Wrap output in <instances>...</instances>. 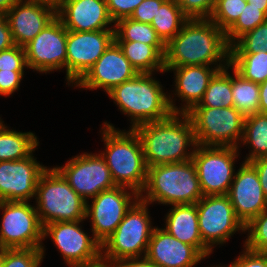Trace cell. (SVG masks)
I'll list each match as a JSON object with an SVG mask.
<instances>
[{
    "label": "cell",
    "instance_id": "6da1fadb",
    "mask_svg": "<svg viewBox=\"0 0 267 267\" xmlns=\"http://www.w3.org/2000/svg\"><path fill=\"white\" fill-rule=\"evenodd\" d=\"M229 58L230 46L216 24L210 19H188L165 45L164 67H227Z\"/></svg>",
    "mask_w": 267,
    "mask_h": 267
},
{
    "label": "cell",
    "instance_id": "7a4b0ae2",
    "mask_svg": "<svg viewBox=\"0 0 267 267\" xmlns=\"http://www.w3.org/2000/svg\"><path fill=\"white\" fill-rule=\"evenodd\" d=\"M134 130L142 142L147 167L188 161L197 146L191 119L184 113H172L167 119L143 123Z\"/></svg>",
    "mask_w": 267,
    "mask_h": 267
},
{
    "label": "cell",
    "instance_id": "3957f363",
    "mask_svg": "<svg viewBox=\"0 0 267 267\" xmlns=\"http://www.w3.org/2000/svg\"><path fill=\"white\" fill-rule=\"evenodd\" d=\"M107 95L120 112L130 117L131 129L143 123L167 119L172 113H178L175 99L173 101V96L163 91L162 84L153 78V73H139L114 87Z\"/></svg>",
    "mask_w": 267,
    "mask_h": 267
},
{
    "label": "cell",
    "instance_id": "277c9868",
    "mask_svg": "<svg viewBox=\"0 0 267 267\" xmlns=\"http://www.w3.org/2000/svg\"><path fill=\"white\" fill-rule=\"evenodd\" d=\"M102 125L105 152L100 154L106 161L115 185L130 188L140 195L146 185L148 172L140 137L134 129L120 130L107 121Z\"/></svg>",
    "mask_w": 267,
    "mask_h": 267
},
{
    "label": "cell",
    "instance_id": "5b68a950",
    "mask_svg": "<svg viewBox=\"0 0 267 267\" xmlns=\"http://www.w3.org/2000/svg\"><path fill=\"white\" fill-rule=\"evenodd\" d=\"M139 196L149 204L181 205L196 204L204 195L190 159L148 167L146 185Z\"/></svg>",
    "mask_w": 267,
    "mask_h": 267
},
{
    "label": "cell",
    "instance_id": "8992f818",
    "mask_svg": "<svg viewBox=\"0 0 267 267\" xmlns=\"http://www.w3.org/2000/svg\"><path fill=\"white\" fill-rule=\"evenodd\" d=\"M148 206L139 198L127 211L117 229L102 243V264L113 266L120 260L146 255L154 229Z\"/></svg>",
    "mask_w": 267,
    "mask_h": 267
},
{
    "label": "cell",
    "instance_id": "52a82bcc",
    "mask_svg": "<svg viewBox=\"0 0 267 267\" xmlns=\"http://www.w3.org/2000/svg\"><path fill=\"white\" fill-rule=\"evenodd\" d=\"M35 200L42 226L86 219V201L70 187L55 167L46 168L40 175Z\"/></svg>",
    "mask_w": 267,
    "mask_h": 267
},
{
    "label": "cell",
    "instance_id": "ba28073f",
    "mask_svg": "<svg viewBox=\"0 0 267 267\" xmlns=\"http://www.w3.org/2000/svg\"><path fill=\"white\" fill-rule=\"evenodd\" d=\"M186 114L191 119L197 145L240 147L245 116L235 107H193Z\"/></svg>",
    "mask_w": 267,
    "mask_h": 267
},
{
    "label": "cell",
    "instance_id": "9c48e42d",
    "mask_svg": "<svg viewBox=\"0 0 267 267\" xmlns=\"http://www.w3.org/2000/svg\"><path fill=\"white\" fill-rule=\"evenodd\" d=\"M84 220L53 222L43 226V239L51 237L64 262L70 267H98L102 264V244L84 230Z\"/></svg>",
    "mask_w": 267,
    "mask_h": 267
},
{
    "label": "cell",
    "instance_id": "30bf717a",
    "mask_svg": "<svg viewBox=\"0 0 267 267\" xmlns=\"http://www.w3.org/2000/svg\"><path fill=\"white\" fill-rule=\"evenodd\" d=\"M23 201H0V247L42 248L43 226L35 206Z\"/></svg>",
    "mask_w": 267,
    "mask_h": 267
},
{
    "label": "cell",
    "instance_id": "8fae6325",
    "mask_svg": "<svg viewBox=\"0 0 267 267\" xmlns=\"http://www.w3.org/2000/svg\"><path fill=\"white\" fill-rule=\"evenodd\" d=\"M237 147L197 145L192 156L204 196L227 195L235 175Z\"/></svg>",
    "mask_w": 267,
    "mask_h": 267
},
{
    "label": "cell",
    "instance_id": "7c38bea8",
    "mask_svg": "<svg viewBox=\"0 0 267 267\" xmlns=\"http://www.w3.org/2000/svg\"><path fill=\"white\" fill-rule=\"evenodd\" d=\"M198 225L203 243L213 251L245 226L237 218L227 195L203 196L197 203Z\"/></svg>",
    "mask_w": 267,
    "mask_h": 267
},
{
    "label": "cell",
    "instance_id": "4fadbf2b",
    "mask_svg": "<svg viewBox=\"0 0 267 267\" xmlns=\"http://www.w3.org/2000/svg\"><path fill=\"white\" fill-rule=\"evenodd\" d=\"M131 190V191H128ZM140 198L134 190L116 186L102 191L86 202V219L91 220L92 235L102 244L121 223L127 211Z\"/></svg>",
    "mask_w": 267,
    "mask_h": 267
},
{
    "label": "cell",
    "instance_id": "5bb4252c",
    "mask_svg": "<svg viewBox=\"0 0 267 267\" xmlns=\"http://www.w3.org/2000/svg\"><path fill=\"white\" fill-rule=\"evenodd\" d=\"M55 168L86 202L100 192L116 187L106 161L100 153L85 152L72 157L65 165Z\"/></svg>",
    "mask_w": 267,
    "mask_h": 267
},
{
    "label": "cell",
    "instance_id": "9a60e30c",
    "mask_svg": "<svg viewBox=\"0 0 267 267\" xmlns=\"http://www.w3.org/2000/svg\"><path fill=\"white\" fill-rule=\"evenodd\" d=\"M115 41V30L69 31L66 42L67 85H75Z\"/></svg>",
    "mask_w": 267,
    "mask_h": 267
},
{
    "label": "cell",
    "instance_id": "2e32d148",
    "mask_svg": "<svg viewBox=\"0 0 267 267\" xmlns=\"http://www.w3.org/2000/svg\"><path fill=\"white\" fill-rule=\"evenodd\" d=\"M67 29L56 17L34 39L24 45L29 69L47 74L66 69Z\"/></svg>",
    "mask_w": 267,
    "mask_h": 267
},
{
    "label": "cell",
    "instance_id": "e0dca14e",
    "mask_svg": "<svg viewBox=\"0 0 267 267\" xmlns=\"http://www.w3.org/2000/svg\"><path fill=\"white\" fill-rule=\"evenodd\" d=\"M47 168L33 153L17 161H0V201L30 202L35 198L40 175Z\"/></svg>",
    "mask_w": 267,
    "mask_h": 267
},
{
    "label": "cell",
    "instance_id": "ac0fdd59",
    "mask_svg": "<svg viewBox=\"0 0 267 267\" xmlns=\"http://www.w3.org/2000/svg\"><path fill=\"white\" fill-rule=\"evenodd\" d=\"M139 73L124 56L114 41L87 73L73 86L83 89H103L108 93L114 87L132 79Z\"/></svg>",
    "mask_w": 267,
    "mask_h": 267
},
{
    "label": "cell",
    "instance_id": "d6986e66",
    "mask_svg": "<svg viewBox=\"0 0 267 267\" xmlns=\"http://www.w3.org/2000/svg\"><path fill=\"white\" fill-rule=\"evenodd\" d=\"M227 196L237 218L246 226L267 207L255 167L250 162L240 165L230 185Z\"/></svg>",
    "mask_w": 267,
    "mask_h": 267
},
{
    "label": "cell",
    "instance_id": "ffe728a7",
    "mask_svg": "<svg viewBox=\"0 0 267 267\" xmlns=\"http://www.w3.org/2000/svg\"><path fill=\"white\" fill-rule=\"evenodd\" d=\"M5 16L14 44L23 47L57 17V10L47 4L18 0Z\"/></svg>",
    "mask_w": 267,
    "mask_h": 267
},
{
    "label": "cell",
    "instance_id": "44dd1931",
    "mask_svg": "<svg viewBox=\"0 0 267 267\" xmlns=\"http://www.w3.org/2000/svg\"><path fill=\"white\" fill-rule=\"evenodd\" d=\"M57 17L69 31L114 29L106 0H64ZM111 26V28H109Z\"/></svg>",
    "mask_w": 267,
    "mask_h": 267
},
{
    "label": "cell",
    "instance_id": "7402d4cb",
    "mask_svg": "<svg viewBox=\"0 0 267 267\" xmlns=\"http://www.w3.org/2000/svg\"><path fill=\"white\" fill-rule=\"evenodd\" d=\"M145 256L159 267H195L206 259L194 246L158 227L152 231Z\"/></svg>",
    "mask_w": 267,
    "mask_h": 267
},
{
    "label": "cell",
    "instance_id": "603a6c76",
    "mask_svg": "<svg viewBox=\"0 0 267 267\" xmlns=\"http://www.w3.org/2000/svg\"><path fill=\"white\" fill-rule=\"evenodd\" d=\"M225 67H213L204 65H191L181 67H164L165 72L173 71L175 74V93L184 105L178 108V113H188L202 100L209 81L214 74Z\"/></svg>",
    "mask_w": 267,
    "mask_h": 267
},
{
    "label": "cell",
    "instance_id": "cb8c5ba5",
    "mask_svg": "<svg viewBox=\"0 0 267 267\" xmlns=\"http://www.w3.org/2000/svg\"><path fill=\"white\" fill-rule=\"evenodd\" d=\"M165 215V228L169 234L181 242L194 246L205 258L212 251L203 243L198 225L196 204L171 205Z\"/></svg>",
    "mask_w": 267,
    "mask_h": 267
},
{
    "label": "cell",
    "instance_id": "d4e9b609",
    "mask_svg": "<svg viewBox=\"0 0 267 267\" xmlns=\"http://www.w3.org/2000/svg\"><path fill=\"white\" fill-rule=\"evenodd\" d=\"M115 42L138 73H165V46H152L139 41Z\"/></svg>",
    "mask_w": 267,
    "mask_h": 267
},
{
    "label": "cell",
    "instance_id": "484cf974",
    "mask_svg": "<svg viewBox=\"0 0 267 267\" xmlns=\"http://www.w3.org/2000/svg\"><path fill=\"white\" fill-rule=\"evenodd\" d=\"M0 117V161H17L30 156L38 147L37 136L32 132L9 129Z\"/></svg>",
    "mask_w": 267,
    "mask_h": 267
},
{
    "label": "cell",
    "instance_id": "4316f807",
    "mask_svg": "<svg viewBox=\"0 0 267 267\" xmlns=\"http://www.w3.org/2000/svg\"><path fill=\"white\" fill-rule=\"evenodd\" d=\"M241 143L251 148L247 157L244 158L245 162L267 157V114L257 112L245 116Z\"/></svg>",
    "mask_w": 267,
    "mask_h": 267
},
{
    "label": "cell",
    "instance_id": "83f0119b",
    "mask_svg": "<svg viewBox=\"0 0 267 267\" xmlns=\"http://www.w3.org/2000/svg\"><path fill=\"white\" fill-rule=\"evenodd\" d=\"M187 20L176 0H166L153 17L151 26L166 45L180 32Z\"/></svg>",
    "mask_w": 267,
    "mask_h": 267
},
{
    "label": "cell",
    "instance_id": "f1b7e54d",
    "mask_svg": "<svg viewBox=\"0 0 267 267\" xmlns=\"http://www.w3.org/2000/svg\"><path fill=\"white\" fill-rule=\"evenodd\" d=\"M231 66L218 70L209 81L202 100L194 107L230 108L234 107L232 97Z\"/></svg>",
    "mask_w": 267,
    "mask_h": 267
},
{
    "label": "cell",
    "instance_id": "f546056e",
    "mask_svg": "<svg viewBox=\"0 0 267 267\" xmlns=\"http://www.w3.org/2000/svg\"><path fill=\"white\" fill-rule=\"evenodd\" d=\"M229 65L246 80L257 84L267 80V52L230 54Z\"/></svg>",
    "mask_w": 267,
    "mask_h": 267
},
{
    "label": "cell",
    "instance_id": "4dcf8cb0",
    "mask_svg": "<svg viewBox=\"0 0 267 267\" xmlns=\"http://www.w3.org/2000/svg\"><path fill=\"white\" fill-rule=\"evenodd\" d=\"M232 97L234 107L244 116L259 112V84L244 79L233 69Z\"/></svg>",
    "mask_w": 267,
    "mask_h": 267
},
{
    "label": "cell",
    "instance_id": "1f68e13d",
    "mask_svg": "<svg viewBox=\"0 0 267 267\" xmlns=\"http://www.w3.org/2000/svg\"><path fill=\"white\" fill-rule=\"evenodd\" d=\"M115 41H139L152 46H165L151 24L141 23L130 17L113 24Z\"/></svg>",
    "mask_w": 267,
    "mask_h": 267
},
{
    "label": "cell",
    "instance_id": "d6a6232c",
    "mask_svg": "<svg viewBox=\"0 0 267 267\" xmlns=\"http://www.w3.org/2000/svg\"><path fill=\"white\" fill-rule=\"evenodd\" d=\"M267 20V15L260 8L247 3L238 20L225 33L227 44L231 47L245 33L255 29Z\"/></svg>",
    "mask_w": 267,
    "mask_h": 267
},
{
    "label": "cell",
    "instance_id": "836d02e7",
    "mask_svg": "<svg viewBox=\"0 0 267 267\" xmlns=\"http://www.w3.org/2000/svg\"><path fill=\"white\" fill-rule=\"evenodd\" d=\"M45 248L3 249L0 267H40Z\"/></svg>",
    "mask_w": 267,
    "mask_h": 267
},
{
    "label": "cell",
    "instance_id": "e575fe53",
    "mask_svg": "<svg viewBox=\"0 0 267 267\" xmlns=\"http://www.w3.org/2000/svg\"><path fill=\"white\" fill-rule=\"evenodd\" d=\"M267 52V20L241 36L231 47L230 54Z\"/></svg>",
    "mask_w": 267,
    "mask_h": 267
},
{
    "label": "cell",
    "instance_id": "d590c367",
    "mask_svg": "<svg viewBox=\"0 0 267 267\" xmlns=\"http://www.w3.org/2000/svg\"><path fill=\"white\" fill-rule=\"evenodd\" d=\"M246 4L242 0H217L209 19L226 33L238 20Z\"/></svg>",
    "mask_w": 267,
    "mask_h": 267
},
{
    "label": "cell",
    "instance_id": "8d00e7d4",
    "mask_svg": "<svg viewBox=\"0 0 267 267\" xmlns=\"http://www.w3.org/2000/svg\"><path fill=\"white\" fill-rule=\"evenodd\" d=\"M246 232L248 236L243 247L267 254V207L245 226Z\"/></svg>",
    "mask_w": 267,
    "mask_h": 267
},
{
    "label": "cell",
    "instance_id": "74e56055",
    "mask_svg": "<svg viewBox=\"0 0 267 267\" xmlns=\"http://www.w3.org/2000/svg\"><path fill=\"white\" fill-rule=\"evenodd\" d=\"M28 69L24 47L14 45L0 51V70L2 71H24Z\"/></svg>",
    "mask_w": 267,
    "mask_h": 267
},
{
    "label": "cell",
    "instance_id": "f35d334b",
    "mask_svg": "<svg viewBox=\"0 0 267 267\" xmlns=\"http://www.w3.org/2000/svg\"><path fill=\"white\" fill-rule=\"evenodd\" d=\"M188 19H209L217 0H176Z\"/></svg>",
    "mask_w": 267,
    "mask_h": 267
},
{
    "label": "cell",
    "instance_id": "ab89813d",
    "mask_svg": "<svg viewBox=\"0 0 267 267\" xmlns=\"http://www.w3.org/2000/svg\"><path fill=\"white\" fill-rule=\"evenodd\" d=\"M142 1L143 0H106L108 11L114 24L120 19L130 17Z\"/></svg>",
    "mask_w": 267,
    "mask_h": 267
},
{
    "label": "cell",
    "instance_id": "60d3db41",
    "mask_svg": "<svg viewBox=\"0 0 267 267\" xmlns=\"http://www.w3.org/2000/svg\"><path fill=\"white\" fill-rule=\"evenodd\" d=\"M166 0H143L130 16L141 23L151 24L153 17Z\"/></svg>",
    "mask_w": 267,
    "mask_h": 267
},
{
    "label": "cell",
    "instance_id": "b9f144b4",
    "mask_svg": "<svg viewBox=\"0 0 267 267\" xmlns=\"http://www.w3.org/2000/svg\"><path fill=\"white\" fill-rule=\"evenodd\" d=\"M241 255L230 263V267H267V254L250 250L246 247Z\"/></svg>",
    "mask_w": 267,
    "mask_h": 267
},
{
    "label": "cell",
    "instance_id": "7bdbcfd3",
    "mask_svg": "<svg viewBox=\"0 0 267 267\" xmlns=\"http://www.w3.org/2000/svg\"><path fill=\"white\" fill-rule=\"evenodd\" d=\"M25 71H2L0 70V96H10L20 86Z\"/></svg>",
    "mask_w": 267,
    "mask_h": 267
},
{
    "label": "cell",
    "instance_id": "ee69618b",
    "mask_svg": "<svg viewBox=\"0 0 267 267\" xmlns=\"http://www.w3.org/2000/svg\"><path fill=\"white\" fill-rule=\"evenodd\" d=\"M11 30L5 14H0V51L14 46Z\"/></svg>",
    "mask_w": 267,
    "mask_h": 267
},
{
    "label": "cell",
    "instance_id": "f6af8a7d",
    "mask_svg": "<svg viewBox=\"0 0 267 267\" xmlns=\"http://www.w3.org/2000/svg\"><path fill=\"white\" fill-rule=\"evenodd\" d=\"M256 169L263 193L267 198V157L257 158L250 162Z\"/></svg>",
    "mask_w": 267,
    "mask_h": 267
},
{
    "label": "cell",
    "instance_id": "bcb514c9",
    "mask_svg": "<svg viewBox=\"0 0 267 267\" xmlns=\"http://www.w3.org/2000/svg\"><path fill=\"white\" fill-rule=\"evenodd\" d=\"M114 267H159L157 264L149 260L146 256L139 258H128L118 261Z\"/></svg>",
    "mask_w": 267,
    "mask_h": 267
},
{
    "label": "cell",
    "instance_id": "7dc6e473",
    "mask_svg": "<svg viewBox=\"0 0 267 267\" xmlns=\"http://www.w3.org/2000/svg\"><path fill=\"white\" fill-rule=\"evenodd\" d=\"M259 86V112L267 114V80Z\"/></svg>",
    "mask_w": 267,
    "mask_h": 267
},
{
    "label": "cell",
    "instance_id": "c3c4849f",
    "mask_svg": "<svg viewBox=\"0 0 267 267\" xmlns=\"http://www.w3.org/2000/svg\"><path fill=\"white\" fill-rule=\"evenodd\" d=\"M18 0H0V14H5Z\"/></svg>",
    "mask_w": 267,
    "mask_h": 267
},
{
    "label": "cell",
    "instance_id": "681fc988",
    "mask_svg": "<svg viewBox=\"0 0 267 267\" xmlns=\"http://www.w3.org/2000/svg\"><path fill=\"white\" fill-rule=\"evenodd\" d=\"M28 1L47 4L57 10L63 4L64 0H28Z\"/></svg>",
    "mask_w": 267,
    "mask_h": 267
},
{
    "label": "cell",
    "instance_id": "f907efd6",
    "mask_svg": "<svg viewBox=\"0 0 267 267\" xmlns=\"http://www.w3.org/2000/svg\"><path fill=\"white\" fill-rule=\"evenodd\" d=\"M247 3L260 8L267 15V0H248Z\"/></svg>",
    "mask_w": 267,
    "mask_h": 267
},
{
    "label": "cell",
    "instance_id": "816d5d0a",
    "mask_svg": "<svg viewBox=\"0 0 267 267\" xmlns=\"http://www.w3.org/2000/svg\"><path fill=\"white\" fill-rule=\"evenodd\" d=\"M2 254H3V249L0 247V262H1V259H2Z\"/></svg>",
    "mask_w": 267,
    "mask_h": 267
},
{
    "label": "cell",
    "instance_id": "f5cc1de1",
    "mask_svg": "<svg viewBox=\"0 0 267 267\" xmlns=\"http://www.w3.org/2000/svg\"><path fill=\"white\" fill-rule=\"evenodd\" d=\"M98 267H114V266H109V265H104V264H101L100 266Z\"/></svg>",
    "mask_w": 267,
    "mask_h": 267
},
{
    "label": "cell",
    "instance_id": "db71d44e",
    "mask_svg": "<svg viewBox=\"0 0 267 267\" xmlns=\"http://www.w3.org/2000/svg\"><path fill=\"white\" fill-rule=\"evenodd\" d=\"M212 267H215V266H212ZM216 267H230V265H228V266L227 265L226 266L225 265H222V266L218 265Z\"/></svg>",
    "mask_w": 267,
    "mask_h": 267
}]
</instances>
